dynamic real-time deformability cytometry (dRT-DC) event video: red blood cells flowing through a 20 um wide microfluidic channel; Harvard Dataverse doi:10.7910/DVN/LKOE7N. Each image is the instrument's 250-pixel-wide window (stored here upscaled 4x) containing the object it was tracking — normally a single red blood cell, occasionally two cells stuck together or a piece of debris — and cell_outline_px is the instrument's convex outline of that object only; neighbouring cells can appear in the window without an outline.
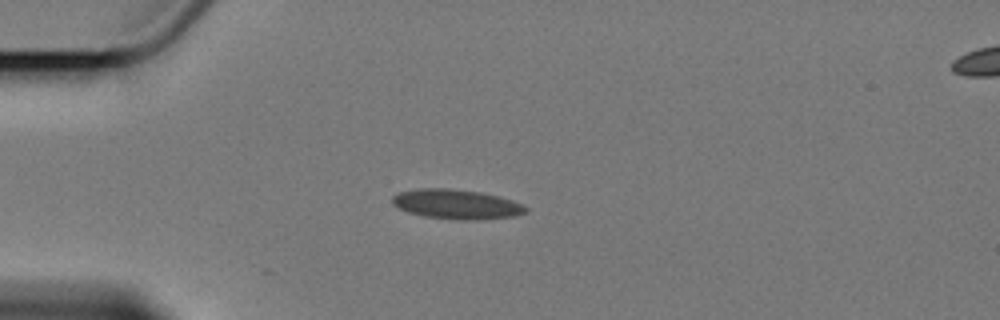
{"species": "Egyptian fruit bat (a non-hibernating species)", "species_latin": "Rousettus aegyptiacus", "temperature_condition": "cold", "stored_images_in_passage": 4, "segment_of_instrument_passage": [1, 2], "camera_frame_rate_fps": 3000, "um_per_image_px": 0.085, "animal": {"sex": "female"}, "frame": {"image": 1, "passage_image": 3, "time_ms": 2.333, "image_size_px": [1000, 320], "cell_outline_px": [[528, 212], [516, 216], [476, 220], [460, 220], [424, 216], [408, 212], [392, 204], [392, 196], [396, 192], [420, 188], [448, 188], [480, 192], [512, 200], [528, 208]], "centroid_in_image_um": [38.78, 17.36], "position_along_channel_um": 46.2, "area_um2": 23.06}}